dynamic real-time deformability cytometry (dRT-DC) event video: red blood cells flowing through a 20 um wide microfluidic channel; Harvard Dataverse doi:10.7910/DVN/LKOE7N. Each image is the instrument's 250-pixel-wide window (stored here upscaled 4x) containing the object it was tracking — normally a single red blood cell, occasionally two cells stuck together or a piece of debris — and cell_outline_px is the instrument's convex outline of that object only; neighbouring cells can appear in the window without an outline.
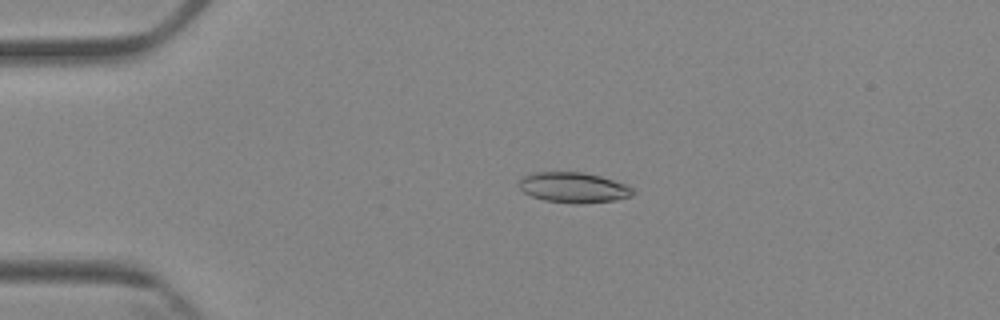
{"species": "Egyptian fruit bat (a non-hibernating species)", "species_latin": "Rousettus aegyptiacus", "temperature_condition": "cold", "stored_images_in_passage": 6, "camera_frame_rate_fps": 3000, "um_per_image_px": 0.085, "animal": {"sex": "female"}, "frame": {"image": 1, "passage_image": 4, "time_ms": 3.667, "image_size_px": [1000, 320], "cell_outline_px": [[636, 192], [632, 196], [616, 200], [584, 204], [572, 204], [544, 200], [532, 196], [524, 192], [520, 188], [520, 176], [532, 172], [584, 172], [600, 176], [628, 184]], "centroid_in_image_um": [48.78, 15.94], "position_along_channel_um": 36.2, "area_um2": 20.52}}
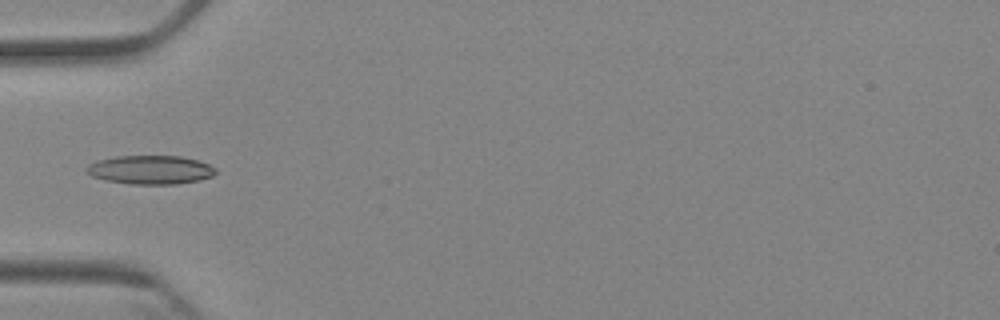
{"frame": {"image": 2, "passage_image": 5, "time_ms": 5.667, "image_size_px": [1000, 320], "cell_outline_px": [[216, 172], [212, 176], [200, 180], [176, 184], [132, 184], [108, 180], [92, 176], [84, 172], [84, 168], [88, 164], [96, 160], [116, 156], [180, 156], [196, 160], [208, 164], [216, 168]], "centroid_in_image_um": [12.75, 14.43], "position_along_channel_um": 72.2, "area_um2": 21.68}}
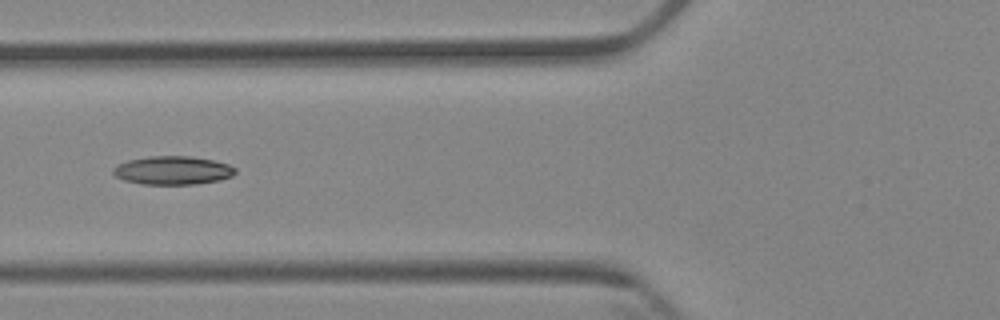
{"frame": {"image": 3, "passage_image": 6, "time_ms": 6.667, "image_size_px": [1000, 320], "cell_outline_px": [[236, 172], [232, 176], [220, 180], [196, 184], [140, 184], [124, 180], [116, 176], [112, 172], [112, 168], [116, 164], [128, 160], [148, 156], [192, 156], [212, 160], [228, 164], [236, 168]], "centroid_in_image_um": [14.66, 14.48], "position_along_channel_um": 111.1, "area_um2": 20.4}}